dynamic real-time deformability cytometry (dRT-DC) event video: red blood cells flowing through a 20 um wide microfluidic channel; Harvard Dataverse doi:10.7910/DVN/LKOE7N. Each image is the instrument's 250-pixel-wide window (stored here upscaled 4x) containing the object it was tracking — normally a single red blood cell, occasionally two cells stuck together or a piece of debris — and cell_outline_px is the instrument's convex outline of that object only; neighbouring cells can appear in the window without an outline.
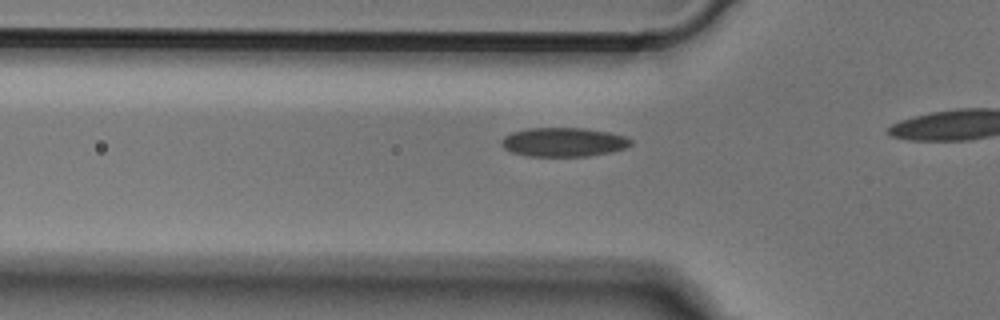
{"species": "Egyptian fruit bat (a non-hibernating species)", "species_latin": "Rousettus aegyptiacus", "temperature_condition": "cold", "stored_images_in_passage": 10, "camera_frame_rate_fps": 3000, "um_per_image_px": 0.085, "animal": {"sex": "male"}, "frame": {"image": 1, "passage_image": 5, "time_ms": 1.333, "image_size_px": [1000, 320], "cell_outline_px": [[632, 144], [624, 148], [612, 152], [588, 156], [528, 156], [512, 152], [504, 148], [500, 144], [500, 140], [504, 136], [512, 132], [528, 128], [584, 128], [608, 132], [624, 136], [632, 140]], "centroid_in_image_um": [47.88, 12.08], "position_along_channel_um": 77.9, "area_um2": 21.91}}
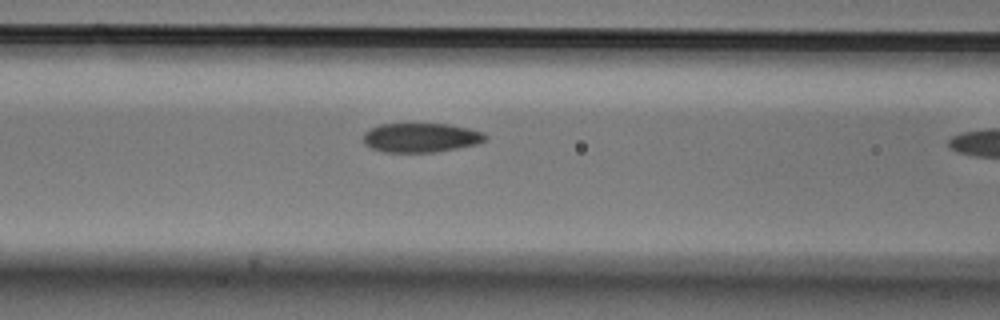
{"frame": {"image": 2, "passage_image": 9, "time_ms": 2.667, "image_size_px": [1000, 320], "cell_outline_px": [[488, 136], [484, 140], [476, 144], [456, 148], [432, 152], [384, 152], [372, 148], [364, 144], [364, 132], [380, 124], [448, 124], [468, 128], [484, 132]], "centroid_in_image_um": [35.77, 11.69], "position_along_channel_um": 130.8, "area_um2": 20.63}}